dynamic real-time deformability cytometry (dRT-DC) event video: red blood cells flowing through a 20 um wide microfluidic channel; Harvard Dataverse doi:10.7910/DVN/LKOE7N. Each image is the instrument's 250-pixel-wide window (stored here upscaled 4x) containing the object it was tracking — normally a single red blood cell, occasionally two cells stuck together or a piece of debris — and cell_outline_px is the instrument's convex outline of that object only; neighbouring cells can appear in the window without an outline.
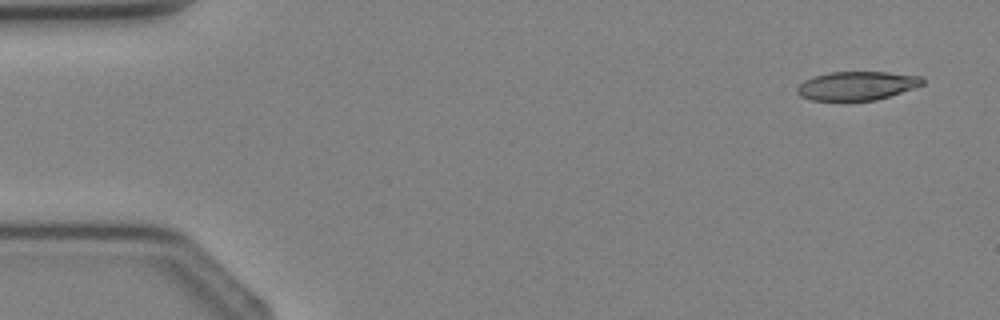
{"species": "Egyptian fruit bat (a non-hibernating species)", "species_latin": "Rousettus aegyptiacus", "temperature_condition": "cold", "stored_images_in_passage": 3, "camera_frame_rate_fps": 3000, "um_per_image_px": 0.085, "animal": {"sex": "female"}, "frame": {"image": 1, "passage_image": 1, "time_ms": 0.0, "image_size_px": [1000, 320], "cell_outline_px": [[924, 84], [876, 100], [844, 104], [812, 100], [800, 96], [796, 92], [796, 88], [804, 80], [812, 76], [828, 72], [888, 72], [920, 76], [924, 80]], "centroid_in_image_um": [72.74, 7.33], "position_along_channel_um": 12.3, "area_um2": 21.79}}